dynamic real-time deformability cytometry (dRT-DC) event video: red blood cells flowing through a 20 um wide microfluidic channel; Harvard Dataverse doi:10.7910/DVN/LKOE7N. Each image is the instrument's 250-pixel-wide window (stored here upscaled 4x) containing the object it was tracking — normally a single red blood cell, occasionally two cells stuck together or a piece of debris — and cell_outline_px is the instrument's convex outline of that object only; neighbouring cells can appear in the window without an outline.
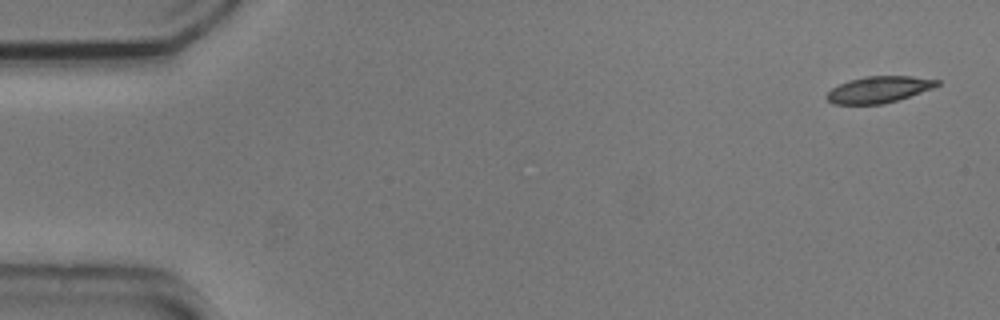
{"species": "common noctule bat (a hibernating species)", "species_latin": "Nyctalus noctula", "temperature_condition": "cold", "stored_images_in_passage": 5, "segment_of_instrument_passage": [1, 2], "camera_frame_rate_fps": 3000, "um_per_image_px": 0.085, "animal": {"sex": "male", "body_mass_g": 20.5, "forearm_length_mm": 52.5}, "frame": {"image": 1, "passage_image": 1, "time_ms": 0.0, "image_size_px": [1000, 320], "cell_outline_px": [[940, 84], [932, 88], [884, 104], [832, 104], [824, 96], [832, 88], [848, 80], [864, 76], [912, 76], [940, 80]], "centroid_in_image_um": [74.67, 7.6], "position_along_channel_um": 10.3, "area_um2": 16.94}}
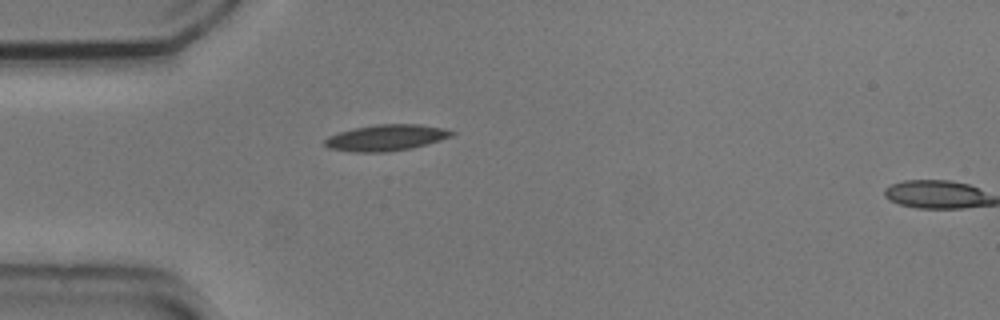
{"frame": {"image": 2, "passage_image": 4, "time_ms": 1.0, "image_size_px": [1000, 320], "cell_outline_px": [[456, 132], [452, 136], [428, 144], [412, 148], [388, 152], [352, 152], [328, 148], [324, 144], [324, 140], [328, 136], [352, 128], [376, 124], [420, 124], [444, 128]], "centroid_in_image_um": [32.82, 11.7], "position_along_channel_um": 52.2, "area_um2": 19.54}}